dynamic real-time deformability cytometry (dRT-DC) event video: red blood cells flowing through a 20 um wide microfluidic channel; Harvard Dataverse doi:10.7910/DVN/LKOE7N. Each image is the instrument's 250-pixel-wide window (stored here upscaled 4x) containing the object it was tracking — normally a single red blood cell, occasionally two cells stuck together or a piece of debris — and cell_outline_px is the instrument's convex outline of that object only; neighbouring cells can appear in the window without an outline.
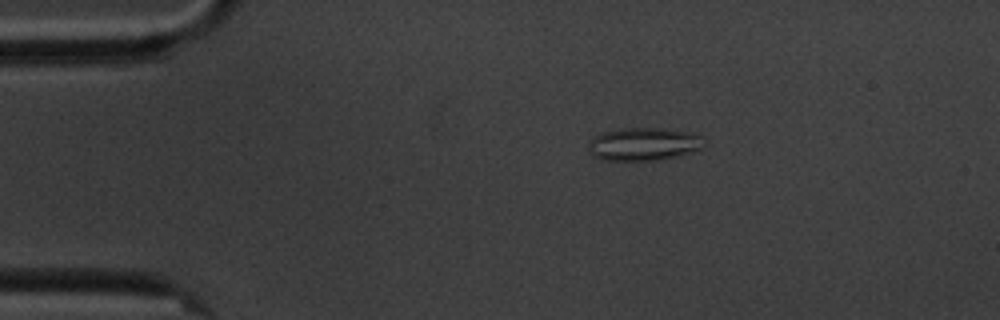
{"species": "common noctule bat (a hibernating species)", "species_latin": "Nyctalus noctula", "temperature_condition": "cold", "stored_images_in_passage": 2, "camera_frame_rate_fps": 3000, "um_per_image_px": 0.085, "animal": {"sex": "male", "body_mass_g": 20.1, "forearm_length_mm": 53.5}, "frame": {"image": 1, "passage_image": 1, "time_ms": 0.0, "image_size_px": [1000, 320], "cell_outline_px": [[704, 136], [700, 148], [676, 156], [656, 160], [604, 160], [592, 156], [588, 152], [592, 140], [596, 136], [604, 132], [620, 128], [664, 128]], "centroid_in_image_um": [54.67, 12.24], "position_along_channel_um": 30.3, "area_um2": 21.73}}